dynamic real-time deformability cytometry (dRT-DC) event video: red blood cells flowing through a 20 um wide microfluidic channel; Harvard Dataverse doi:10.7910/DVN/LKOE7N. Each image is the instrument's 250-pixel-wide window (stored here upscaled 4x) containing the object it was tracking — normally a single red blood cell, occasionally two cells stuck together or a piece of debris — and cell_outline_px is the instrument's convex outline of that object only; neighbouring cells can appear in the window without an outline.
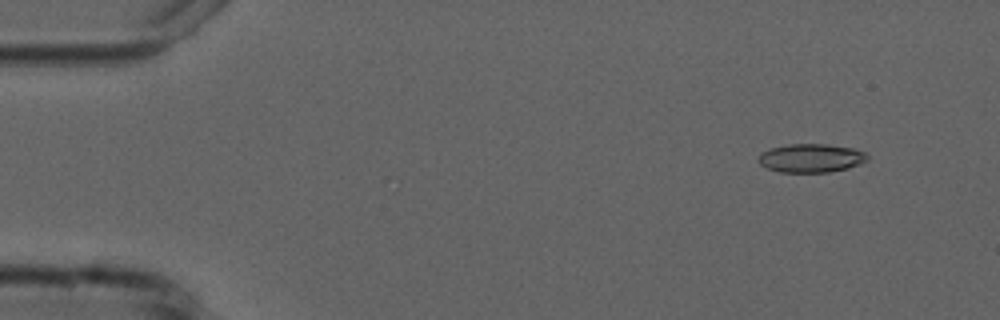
{"species": "common noctule bat (a hibernating species)", "species_latin": "Nyctalus noctula", "temperature_condition": "cold", "stored_images_in_passage": 5, "camera_frame_rate_fps": 3000, "um_per_image_px": 0.085, "animal": {"sex": "male", "forearm_length_mm": 52.5}, "frame": {"image": 1, "passage_image": 2, "time_ms": 1.333, "image_size_px": [1000, 320], "cell_outline_px": [[868, 160], [860, 164], [848, 168], [828, 172], [780, 172], [768, 168], [760, 164], [756, 160], [764, 152], [772, 148], [788, 144], [828, 144], [856, 148], [864, 152], [868, 156]], "centroid_in_image_um": [68.98, 13.43], "position_along_channel_um": 16.0, "area_um2": 18.15}}
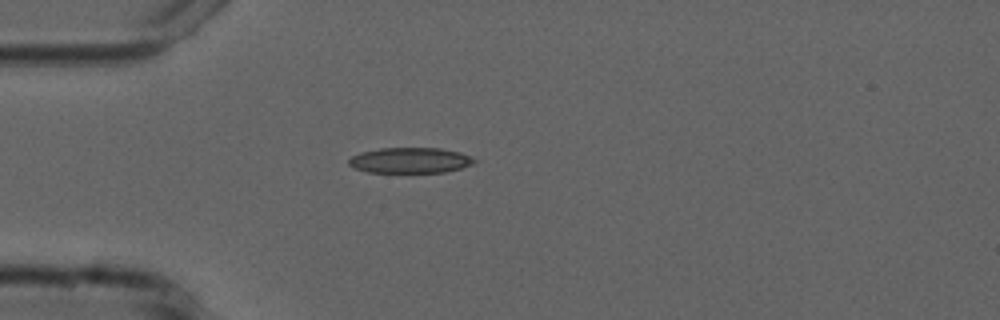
{"frame": {"image": 2, "passage_image": 5, "time_ms": 4.667, "image_size_px": [1000, 320], "cell_outline_px": [[476, 160], [472, 164], [460, 168], [444, 172], [368, 172], [356, 168], [348, 164], [348, 160], [352, 156], [360, 152], [380, 148], [440, 148], [460, 152]], "centroid_in_image_um": [34.83, 13.62], "position_along_channel_um": 50.2, "area_um2": 18.5}}